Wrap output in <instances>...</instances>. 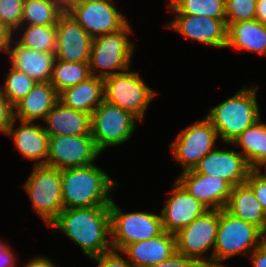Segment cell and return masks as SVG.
Returning <instances> with one entry per match:
<instances>
[{
	"mask_svg": "<svg viewBox=\"0 0 266 267\" xmlns=\"http://www.w3.org/2000/svg\"><path fill=\"white\" fill-rule=\"evenodd\" d=\"M48 227L72 239L90 259L112 249L109 206L64 209Z\"/></svg>",
	"mask_w": 266,
	"mask_h": 267,
	"instance_id": "obj_1",
	"label": "cell"
},
{
	"mask_svg": "<svg viewBox=\"0 0 266 267\" xmlns=\"http://www.w3.org/2000/svg\"><path fill=\"white\" fill-rule=\"evenodd\" d=\"M64 209L109 206L118 183L95 164L61 170Z\"/></svg>",
	"mask_w": 266,
	"mask_h": 267,
	"instance_id": "obj_2",
	"label": "cell"
},
{
	"mask_svg": "<svg viewBox=\"0 0 266 267\" xmlns=\"http://www.w3.org/2000/svg\"><path fill=\"white\" fill-rule=\"evenodd\" d=\"M246 86L210 108L205 116L225 145H230L245 129L261 118L257 100L259 86Z\"/></svg>",
	"mask_w": 266,
	"mask_h": 267,
	"instance_id": "obj_3",
	"label": "cell"
},
{
	"mask_svg": "<svg viewBox=\"0 0 266 267\" xmlns=\"http://www.w3.org/2000/svg\"><path fill=\"white\" fill-rule=\"evenodd\" d=\"M265 239L266 235L258 227L221 209L213 267H226L223 262L238 254L249 257Z\"/></svg>",
	"mask_w": 266,
	"mask_h": 267,
	"instance_id": "obj_4",
	"label": "cell"
},
{
	"mask_svg": "<svg viewBox=\"0 0 266 267\" xmlns=\"http://www.w3.org/2000/svg\"><path fill=\"white\" fill-rule=\"evenodd\" d=\"M132 29L127 22L115 32L93 38L89 61L91 75L105 78L131 68L135 44L128 37Z\"/></svg>",
	"mask_w": 266,
	"mask_h": 267,
	"instance_id": "obj_5",
	"label": "cell"
},
{
	"mask_svg": "<svg viewBox=\"0 0 266 267\" xmlns=\"http://www.w3.org/2000/svg\"><path fill=\"white\" fill-rule=\"evenodd\" d=\"M32 168L23 186L34 212L49 226L64 210L61 170L47 165H34Z\"/></svg>",
	"mask_w": 266,
	"mask_h": 267,
	"instance_id": "obj_6",
	"label": "cell"
},
{
	"mask_svg": "<svg viewBox=\"0 0 266 267\" xmlns=\"http://www.w3.org/2000/svg\"><path fill=\"white\" fill-rule=\"evenodd\" d=\"M104 100L132 113L141 122L147 108L157 96L138 72L130 70L104 78Z\"/></svg>",
	"mask_w": 266,
	"mask_h": 267,
	"instance_id": "obj_7",
	"label": "cell"
},
{
	"mask_svg": "<svg viewBox=\"0 0 266 267\" xmlns=\"http://www.w3.org/2000/svg\"><path fill=\"white\" fill-rule=\"evenodd\" d=\"M111 216L112 249L122 251L130 243L149 240L163 232L161 215L146 211L124 213L112 200Z\"/></svg>",
	"mask_w": 266,
	"mask_h": 267,
	"instance_id": "obj_8",
	"label": "cell"
},
{
	"mask_svg": "<svg viewBox=\"0 0 266 267\" xmlns=\"http://www.w3.org/2000/svg\"><path fill=\"white\" fill-rule=\"evenodd\" d=\"M137 120L132 113L103 100L91 115V135L97 148L103 153L107 147L129 141Z\"/></svg>",
	"mask_w": 266,
	"mask_h": 267,
	"instance_id": "obj_9",
	"label": "cell"
},
{
	"mask_svg": "<svg viewBox=\"0 0 266 267\" xmlns=\"http://www.w3.org/2000/svg\"><path fill=\"white\" fill-rule=\"evenodd\" d=\"M219 219L220 210L208 209L188 226L180 229L175 234L177 252L197 259L205 267H213ZM209 250L212 254L206 257Z\"/></svg>",
	"mask_w": 266,
	"mask_h": 267,
	"instance_id": "obj_10",
	"label": "cell"
},
{
	"mask_svg": "<svg viewBox=\"0 0 266 267\" xmlns=\"http://www.w3.org/2000/svg\"><path fill=\"white\" fill-rule=\"evenodd\" d=\"M219 138L216 129L204 116L200 121L182 129L170 144L173 159L182 165V171L192 170L216 146Z\"/></svg>",
	"mask_w": 266,
	"mask_h": 267,
	"instance_id": "obj_11",
	"label": "cell"
},
{
	"mask_svg": "<svg viewBox=\"0 0 266 267\" xmlns=\"http://www.w3.org/2000/svg\"><path fill=\"white\" fill-rule=\"evenodd\" d=\"M115 0H81L67 13L92 37L115 32L127 22L116 8Z\"/></svg>",
	"mask_w": 266,
	"mask_h": 267,
	"instance_id": "obj_12",
	"label": "cell"
},
{
	"mask_svg": "<svg viewBox=\"0 0 266 267\" xmlns=\"http://www.w3.org/2000/svg\"><path fill=\"white\" fill-rule=\"evenodd\" d=\"M101 153L92 135L49 136L47 166L59 170L86 166Z\"/></svg>",
	"mask_w": 266,
	"mask_h": 267,
	"instance_id": "obj_13",
	"label": "cell"
},
{
	"mask_svg": "<svg viewBox=\"0 0 266 267\" xmlns=\"http://www.w3.org/2000/svg\"><path fill=\"white\" fill-rule=\"evenodd\" d=\"M193 170L222 178L235 187L245 183L252 168L239 151L214 148L198 162Z\"/></svg>",
	"mask_w": 266,
	"mask_h": 267,
	"instance_id": "obj_14",
	"label": "cell"
},
{
	"mask_svg": "<svg viewBox=\"0 0 266 267\" xmlns=\"http://www.w3.org/2000/svg\"><path fill=\"white\" fill-rule=\"evenodd\" d=\"M175 17L166 27L182 34L185 38L214 48L225 49L227 45V26L225 19H215L174 13Z\"/></svg>",
	"mask_w": 266,
	"mask_h": 267,
	"instance_id": "obj_15",
	"label": "cell"
},
{
	"mask_svg": "<svg viewBox=\"0 0 266 267\" xmlns=\"http://www.w3.org/2000/svg\"><path fill=\"white\" fill-rule=\"evenodd\" d=\"M93 38L63 12L56 24V59L66 62H89Z\"/></svg>",
	"mask_w": 266,
	"mask_h": 267,
	"instance_id": "obj_16",
	"label": "cell"
},
{
	"mask_svg": "<svg viewBox=\"0 0 266 267\" xmlns=\"http://www.w3.org/2000/svg\"><path fill=\"white\" fill-rule=\"evenodd\" d=\"M176 180L207 209H224L231 195L232 186L222 178L187 170Z\"/></svg>",
	"mask_w": 266,
	"mask_h": 267,
	"instance_id": "obj_17",
	"label": "cell"
},
{
	"mask_svg": "<svg viewBox=\"0 0 266 267\" xmlns=\"http://www.w3.org/2000/svg\"><path fill=\"white\" fill-rule=\"evenodd\" d=\"M172 187L160 215L163 231L176 234L208 209L190 195L177 180Z\"/></svg>",
	"mask_w": 266,
	"mask_h": 267,
	"instance_id": "obj_18",
	"label": "cell"
},
{
	"mask_svg": "<svg viewBox=\"0 0 266 267\" xmlns=\"http://www.w3.org/2000/svg\"><path fill=\"white\" fill-rule=\"evenodd\" d=\"M16 121L14 118L6 135L13 138L15 147L25 159L36 161V166L47 165L49 134L44 126L40 123L19 121L20 124L15 128Z\"/></svg>",
	"mask_w": 266,
	"mask_h": 267,
	"instance_id": "obj_19",
	"label": "cell"
},
{
	"mask_svg": "<svg viewBox=\"0 0 266 267\" xmlns=\"http://www.w3.org/2000/svg\"><path fill=\"white\" fill-rule=\"evenodd\" d=\"M5 54L8 55L13 68L26 73L36 82L50 81L56 60L55 52L45 53L30 49L15 41L13 37Z\"/></svg>",
	"mask_w": 266,
	"mask_h": 267,
	"instance_id": "obj_20",
	"label": "cell"
},
{
	"mask_svg": "<svg viewBox=\"0 0 266 267\" xmlns=\"http://www.w3.org/2000/svg\"><path fill=\"white\" fill-rule=\"evenodd\" d=\"M176 252V236L166 231L149 240L130 243L122 250L135 267H150Z\"/></svg>",
	"mask_w": 266,
	"mask_h": 267,
	"instance_id": "obj_21",
	"label": "cell"
},
{
	"mask_svg": "<svg viewBox=\"0 0 266 267\" xmlns=\"http://www.w3.org/2000/svg\"><path fill=\"white\" fill-rule=\"evenodd\" d=\"M49 136L91 135V115L58 101L44 119Z\"/></svg>",
	"mask_w": 266,
	"mask_h": 267,
	"instance_id": "obj_22",
	"label": "cell"
},
{
	"mask_svg": "<svg viewBox=\"0 0 266 267\" xmlns=\"http://www.w3.org/2000/svg\"><path fill=\"white\" fill-rule=\"evenodd\" d=\"M59 94L50 82H37L32 90L14 107V118L18 121H44L46 115L59 101Z\"/></svg>",
	"mask_w": 266,
	"mask_h": 267,
	"instance_id": "obj_23",
	"label": "cell"
},
{
	"mask_svg": "<svg viewBox=\"0 0 266 267\" xmlns=\"http://www.w3.org/2000/svg\"><path fill=\"white\" fill-rule=\"evenodd\" d=\"M104 78L90 76L87 80L59 93V101L70 108L89 115L104 100Z\"/></svg>",
	"mask_w": 266,
	"mask_h": 267,
	"instance_id": "obj_24",
	"label": "cell"
},
{
	"mask_svg": "<svg viewBox=\"0 0 266 267\" xmlns=\"http://www.w3.org/2000/svg\"><path fill=\"white\" fill-rule=\"evenodd\" d=\"M226 48L266 55V25L257 19L229 24Z\"/></svg>",
	"mask_w": 266,
	"mask_h": 267,
	"instance_id": "obj_25",
	"label": "cell"
},
{
	"mask_svg": "<svg viewBox=\"0 0 266 267\" xmlns=\"http://www.w3.org/2000/svg\"><path fill=\"white\" fill-rule=\"evenodd\" d=\"M224 209L231 215L255 225L266 235V214L246 183L232 187Z\"/></svg>",
	"mask_w": 266,
	"mask_h": 267,
	"instance_id": "obj_26",
	"label": "cell"
},
{
	"mask_svg": "<svg viewBox=\"0 0 266 267\" xmlns=\"http://www.w3.org/2000/svg\"><path fill=\"white\" fill-rule=\"evenodd\" d=\"M230 145L241 147L240 153L252 169L266 160V124L262 118L245 129Z\"/></svg>",
	"mask_w": 266,
	"mask_h": 267,
	"instance_id": "obj_27",
	"label": "cell"
},
{
	"mask_svg": "<svg viewBox=\"0 0 266 267\" xmlns=\"http://www.w3.org/2000/svg\"><path fill=\"white\" fill-rule=\"evenodd\" d=\"M13 35H18L19 39H15L30 49L45 53L56 51V25H21Z\"/></svg>",
	"mask_w": 266,
	"mask_h": 267,
	"instance_id": "obj_28",
	"label": "cell"
},
{
	"mask_svg": "<svg viewBox=\"0 0 266 267\" xmlns=\"http://www.w3.org/2000/svg\"><path fill=\"white\" fill-rule=\"evenodd\" d=\"M91 75L89 62H66L56 59L50 83L59 94L63 90L87 80Z\"/></svg>",
	"mask_w": 266,
	"mask_h": 267,
	"instance_id": "obj_29",
	"label": "cell"
},
{
	"mask_svg": "<svg viewBox=\"0 0 266 267\" xmlns=\"http://www.w3.org/2000/svg\"><path fill=\"white\" fill-rule=\"evenodd\" d=\"M166 7L173 13L226 18V0H168Z\"/></svg>",
	"mask_w": 266,
	"mask_h": 267,
	"instance_id": "obj_30",
	"label": "cell"
},
{
	"mask_svg": "<svg viewBox=\"0 0 266 267\" xmlns=\"http://www.w3.org/2000/svg\"><path fill=\"white\" fill-rule=\"evenodd\" d=\"M62 13L49 0H24L22 25H56Z\"/></svg>",
	"mask_w": 266,
	"mask_h": 267,
	"instance_id": "obj_31",
	"label": "cell"
},
{
	"mask_svg": "<svg viewBox=\"0 0 266 267\" xmlns=\"http://www.w3.org/2000/svg\"><path fill=\"white\" fill-rule=\"evenodd\" d=\"M10 67L6 73L4 85L0 87L8 101L14 106L32 90L37 82L26 73L13 68L11 65Z\"/></svg>",
	"mask_w": 266,
	"mask_h": 267,
	"instance_id": "obj_32",
	"label": "cell"
},
{
	"mask_svg": "<svg viewBox=\"0 0 266 267\" xmlns=\"http://www.w3.org/2000/svg\"><path fill=\"white\" fill-rule=\"evenodd\" d=\"M257 0H226L225 23L255 20Z\"/></svg>",
	"mask_w": 266,
	"mask_h": 267,
	"instance_id": "obj_33",
	"label": "cell"
},
{
	"mask_svg": "<svg viewBox=\"0 0 266 267\" xmlns=\"http://www.w3.org/2000/svg\"><path fill=\"white\" fill-rule=\"evenodd\" d=\"M24 0H0L1 21L13 33L22 25Z\"/></svg>",
	"mask_w": 266,
	"mask_h": 267,
	"instance_id": "obj_34",
	"label": "cell"
},
{
	"mask_svg": "<svg viewBox=\"0 0 266 267\" xmlns=\"http://www.w3.org/2000/svg\"><path fill=\"white\" fill-rule=\"evenodd\" d=\"M245 183L252 189L266 214V178L257 169H252Z\"/></svg>",
	"mask_w": 266,
	"mask_h": 267,
	"instance_id": "obj_35",
	"label": "cell"
},
{
	"mask_svg": "<svg viewBox=\"0 0 266 267\" xmlns=\"http://www.w3.org/2000/svg\"><path fill=\"white\" fill-rule=\"evenodd\" d=\"M121 253L122 251L111 249L91 259L97 262V267H135L128 259H124Z\"/></svg>",
	"mask_w": 266,
	"mask_h": 267,
	"instance_id": "obj_36",
	"label": "cell"
},
{
	"mask_svg": "<svg viewBox=\"0 0 266 267\" xmlns=\"http://www.w3.org/2000/svg\"><path fill=\"white\" fill-rule=\"evenodd\" d=\"M150 267H205L197 259L183 255L179 252L174 253L168 259L158 262Z\"/></svg>",
	"mask_w": 266,
	"mask_h": 267,
	"instance_id": "obj_37",
	"label": "cell"
},
{
	"mask_svg": "<svg viewBox=\"0 0 266 267\" xmlns=\"http://www.w3.org/2000/svg\"><path fill=\"white\" fill-rule=\"evenodd\" d=\"M14 119V107L0 87V132L6 134Z\"/></svg>",
	"mask_w": 266,
	"mask_h": 267,
	"instance_id": "obj_38",
	"label": "cell"
},
{
	"mask_svg": "<svg viewBox=\"0 0 266 267\" xmlns=\"http://www.w3.org/2000/svg\"><path fill=\"white\" fill-rule=\"evenodd\" d=\"M14 250L4 241L0 240V267H16L17 258Z\"/></svg>",
	"mask_w": 266,
	"mask_h": 267,
	"instance_id": "obj_39",
	"label": "cell"
},
{
	"mask_svg": "<svg viewBox=\"0 0 266 267\" xmlns=\"http://www.w3.org/2000/svg\"><path fill=\"white\" fill-rule=\"evenodd\" d=\"M253 267H266V239L249 255Z\"/></svg>",
	"mask_w": 266,
	"mask_h": 267,
	"instance_id": "obj_40",
	"label": "cell"
},
{
	"mask_svg": "<svg viewBox=\"0 0 266 267\" xmlns=\"http://www.w3.org/2000/svg\"><path fill=\"white\" fill-rule=\"evenodd\" d=\"M14 33L9 30V28L0 21V50L6 52L8 46L10 45Z\"/></svg>",
	"mask_w": 266,
	"mask_h": 267,
	"instance_id": "obj_41",
	"label": "cell"
},
{
	"mask_svg": "<svg viewBox=\"0 0 266 267\" xmlns=\"http://www.w3.org/2000/svg\"><path fill=\"white\" fill-rule=\"evenodd\" d=\"M22 267H57L53 261L44 256L29 259Z\"/></svg>",
	"mask_w": 266,
	"mask_h": 267,
	"instance_id": "obj_42",
	"label": "cell"
},
{
	"mask_svg": "<svg viewBox=\"0 0 266 267\" xmlns=\"http://www.w3.org/2000/svg\"><path fill=\"white\" fill-rule=\"evenodd\" d=\"M256 19L266 25V0H257Z\"/></svg>",
	"mask_w": 266,
	"mask_h": 267,
	"instance_id": "obj_43",
	"label": "cell"
},
{
	"mask_svg": "<svg viewBox=\"0 0 266 267\" xmlns=\"http://www.w3.org/2000/svg\"><path fill=\"white\" fill-rule=\"evenodd\" d=\"M63 12H67L72 6L78 4L81 0H49Z\"/></svg>",
	"mask_w": 266,
	"mask_h": 267,
	"instance_id": "obj_44",
	"label": "cell"
},
{
	"mask_svg": "<svg viewBox=\"0 0 266 267\" xmlns=\"http://www.w3.org/2000/svg\"><path fill=\"white\" fill-rule=\"evenodd\" d=\"M262 167L265 168L264 173L261 171V170H262V169H261ZM257 170L260 172V174H261L262 176H264V177L266 178V160H265L264 162H262V163L258 166Z\"/></svg>",
	"mask_w": 266,
	"mask_h": 267,
	"instance_id": "obj_45",
	"label": "cell"
}]
</instances>
